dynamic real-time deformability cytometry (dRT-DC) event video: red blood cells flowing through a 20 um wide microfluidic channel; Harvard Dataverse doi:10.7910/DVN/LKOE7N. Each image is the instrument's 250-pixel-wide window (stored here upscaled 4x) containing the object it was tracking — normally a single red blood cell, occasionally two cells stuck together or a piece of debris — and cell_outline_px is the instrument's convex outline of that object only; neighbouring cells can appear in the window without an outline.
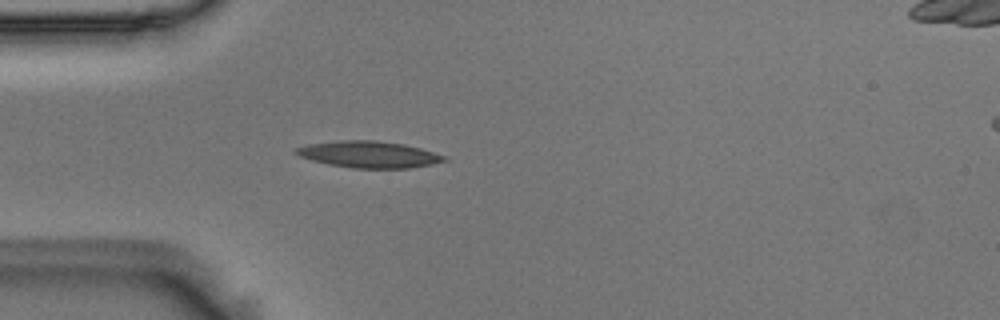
{"species": "Egyptian fruit bat (a non-hibernating species)", "species_latin": "Rousettus aegyptiacus", "temperature_condition": "room temperature", "stored_images_in_passage": 5, "camera_frame_rate_fps": 3000, "um_per_image_px": 0.085, "animal": {"sex": "male"}, "frame": {"image": 1, "passage_image": 5, "time_ms": 1.333, "image_size_px": [1000, 320], "cell_outline_px": [[448, 160], [432, 164], [408, 168], [352, 168], [328, 164], [312, 160], [300, 156], [292, 152], [296, 148], [308, 144], [340, 140], [376, 140], [404, 144], [420, 148], [444, 156]], "centroid_in_image_um": [31.32, 13.12], "position_along_channel_um": 53.7, "area_um2": 22.83}}